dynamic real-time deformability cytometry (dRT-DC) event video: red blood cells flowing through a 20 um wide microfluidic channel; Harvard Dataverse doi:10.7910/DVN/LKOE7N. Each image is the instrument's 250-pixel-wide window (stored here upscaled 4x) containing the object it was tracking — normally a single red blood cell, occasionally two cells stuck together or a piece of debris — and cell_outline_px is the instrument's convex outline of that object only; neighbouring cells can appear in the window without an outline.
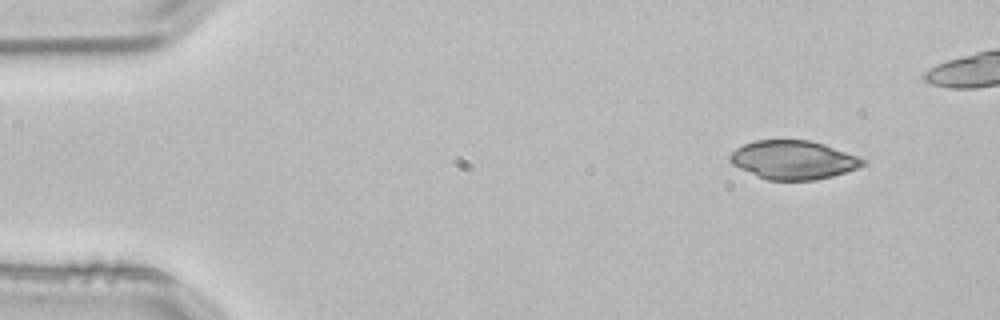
{"species": "common noctule bat (a hibernating species)", "species_latin": "Nyctalus noctula", "temperature_condition": "room temperature", "stored_images_in_passage": 4, "camera_frame_rate_fps": 3000, "um_per_image_px": 0.085, "animal": {"sex": "male", "body_mass_g": 21.5, "forearm_length_mm": 52.0}, "frame": {"image": 1, "passage_image": 1, "time_ms": 0.0, "image_size_px": [1000, 320], "cell_outline_px": [[868, 164], [832, 176], [816, 180], [768, 180], [740, 168], [732, 164], [728, 160], [728, 156], [736, 148], [744, 144], [756, 140], [808, 140], [824, 144], [868, 160]], "centroid_in_image_um": [67.44, 13.59], "position_along_channel_um": 17.6, "area_um2": 29.82}}